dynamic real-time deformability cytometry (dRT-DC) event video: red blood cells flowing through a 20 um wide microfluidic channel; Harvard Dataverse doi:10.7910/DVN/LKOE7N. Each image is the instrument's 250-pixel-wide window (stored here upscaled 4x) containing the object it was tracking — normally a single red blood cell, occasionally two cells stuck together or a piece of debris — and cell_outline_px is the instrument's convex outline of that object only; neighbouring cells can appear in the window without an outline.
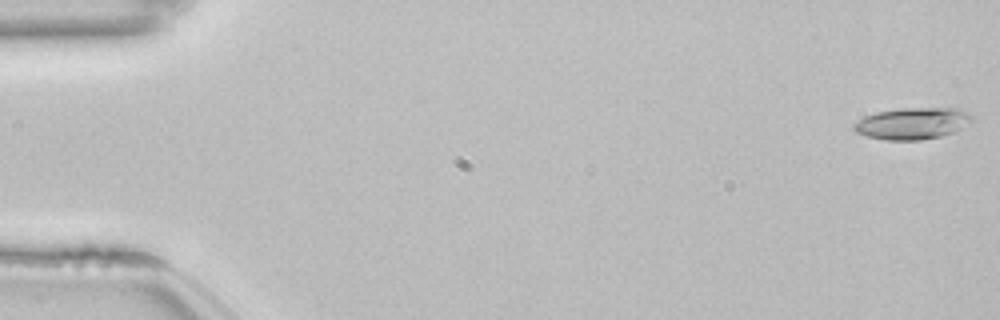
{"species": "common noctule bat (a hibernating species)", "species_latin": "Nyctalus noctula", "temperature_condition": "room temperature", "stored_images_in_passage": 54, "camera_frame_rate_fps": 3000, "um_per_image_px": 0.085, "animal": {"sex": "female", "body_mass_g": 22.7, "forearm_length_mm": 54.2}, "frame": {"image": 1, "passage_image": 1, "time_ms": 0.0, "image_size_px": [1000, 320], "cell_outline_px": [[972, 120], [960, 128], [952, 132], [940, 136], [920, 140], [884, 140], [868, 136], [856, 132], [852, 128], [852, 124], [864, 116], [876, 112], [900, 108], [956, 108], [972, 116]], "centroid_in_image_um": [77.48, 10.49], "position_along_channel_um": 7.5, "area_um2": 21.56}}
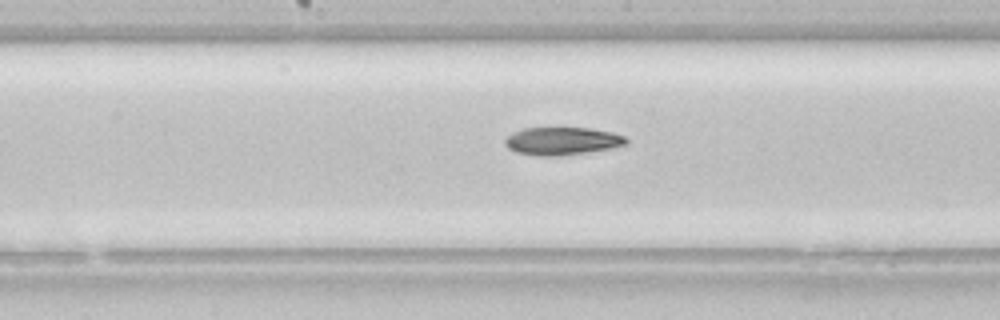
{"frame": {"image": 2, "passage_image": 28, "time_ms": 9.0, "image_size_px": [1000, 320], "cell_outline_px": [[628, 144], [612, 148], [556, 156], [540, 156], [516, 152], [508, 148], [504, 144], [504, 140], [512, 132], [524, 128], [556, 124], [560, 124], [592, 128], [612, 132], [624, 136], [628, 140]], "centroid_in_image_um": [47.76, 11.92], "position_along_channel_um": 200.4, "area_um2": 20.63}}
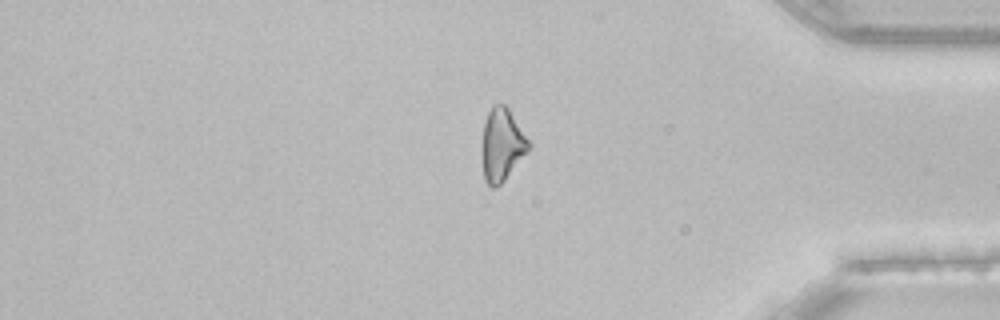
{"frame": {"image": 3, "passage_image": 45, "time_ms": 14.667, "image_size_px": [1000, 320], "cell_outline_px": [[532, 144], [504, 180], [496, 188], [492, 188], [484, 180], [480, 152], [484, 124], [488, 112], [492, 104], [504, 104], [508, 108]], "centroid_in_image_um": [42.62, 12.3], "position_along_channel_um": 392.6, "area_um2": 19.83}}